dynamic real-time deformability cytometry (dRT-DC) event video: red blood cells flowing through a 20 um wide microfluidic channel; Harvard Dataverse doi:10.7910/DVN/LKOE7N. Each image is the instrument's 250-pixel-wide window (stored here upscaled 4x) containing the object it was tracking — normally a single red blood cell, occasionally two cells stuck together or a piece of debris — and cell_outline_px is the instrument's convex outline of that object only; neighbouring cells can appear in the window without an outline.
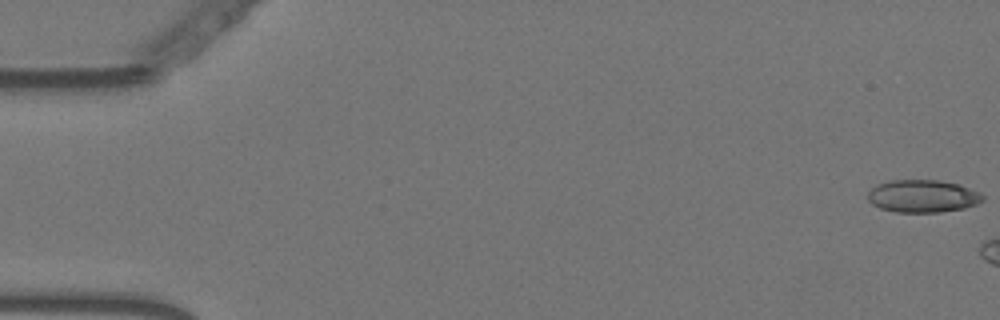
{"species": "Egyptian fruit bat (a non-hibernating species)", "species_latin": "Rousettus aegyptiacus", "temperature_condition": "warm", "stored_images_in_passage": 6, "camera_frame_rate_fps": 3000, "um_per_image_px": 0.085, "animal": {"sex": "female"}, "frame": {"image": 1, "passage_image": 1, "time_ms": 0.0, "image_size_px": [1000, 320], "cell_outline_px": [[984, 200], [976, 204], [964, 208], [940, 212], [896, 212], [880, 208], [872, 204], [868, 200], [868, 192], [876, 184], [888, 180], [940, 180], [956, 184], [968, 188], [984, 196]], "centroid_in_image_um": [78.38, 16.67], "position_along_channel_um": 6.6, "area_um2": 21.73}}